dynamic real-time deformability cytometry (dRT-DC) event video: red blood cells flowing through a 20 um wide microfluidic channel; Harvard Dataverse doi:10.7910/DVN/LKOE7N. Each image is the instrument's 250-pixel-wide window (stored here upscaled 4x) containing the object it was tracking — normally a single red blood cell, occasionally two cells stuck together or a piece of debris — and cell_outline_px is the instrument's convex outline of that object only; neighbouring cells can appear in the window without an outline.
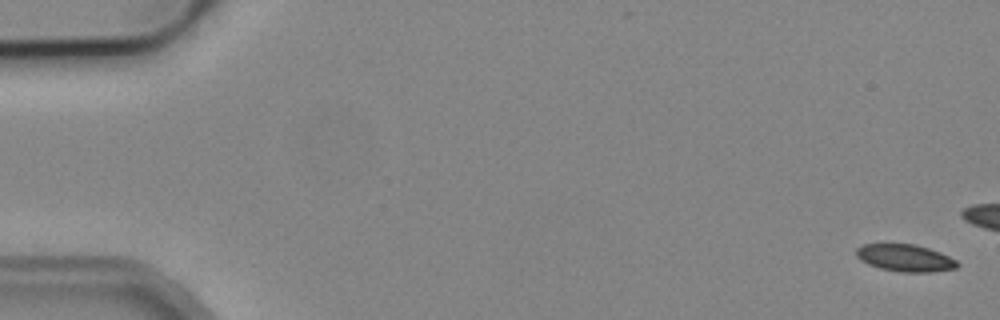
{"species": "common noctule bat (a hibernating species)", "species_latin": "Nyctalus noctula", "temperature_condition": "cold", "stored_images_in_passage": 4, "camera_frame_rate_fps": 3000, "um_per_image_px": 0.085, "animal": {"sex": "male", "body_mass_g": 19.2, "forearm_length_mm": 51.8}, "frame": {"image": 1, "passage_image": 1, "time_ms": 0.0, "image_size_px": [1000, 320], "cell_outline_px": [[960, 264], [956, 268], [932, 272], [900, 272], [880, 268], [868, 264], [860, 260], [856, 256], [856, 248], [864, 244], [916, 244], [940, 252], [956, 260]], "centroid_in_image_um": [76.93, 21.93], "position_along_channel_um": 8.1, "area_um2": 16.01}}